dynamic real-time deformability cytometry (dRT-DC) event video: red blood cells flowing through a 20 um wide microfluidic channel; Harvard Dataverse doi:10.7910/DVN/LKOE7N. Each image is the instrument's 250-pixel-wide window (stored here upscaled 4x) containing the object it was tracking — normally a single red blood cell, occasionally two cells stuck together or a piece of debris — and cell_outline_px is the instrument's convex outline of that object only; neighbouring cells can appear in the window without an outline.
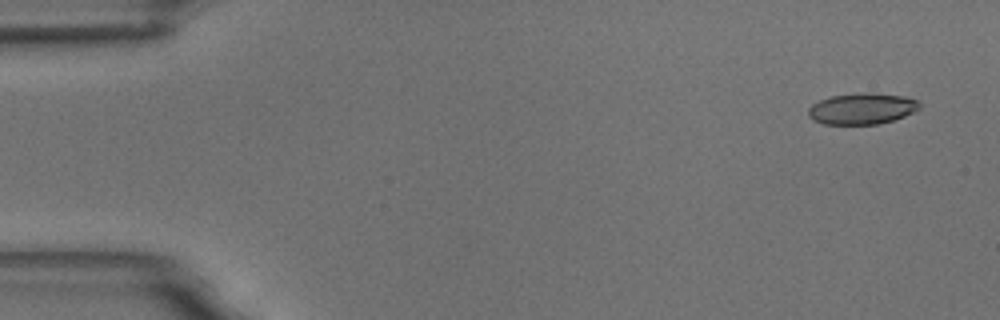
{"species": "common noctule bat (a hibernating species)", "species_latin": "Nyctalus noctula", "temperature_condition": "room temperature", "stored_images_in_passage": 5, "camera_frame_rate_fps": 3000, "um_per_image_px": 0.085, "animal": {"sex": "male", "body_mass_g": 18.8}, "frame": {"image": 1, "passage_image": 1, "time_ms": 0.0, "image_size_px": [1000, 320], "cell_outline_px": [[920, 108], [904, 116], [892, 120], [876, 124], [824, 124], [812, 120], [808, 116], [808, 108], [812, 104], [820, 100], [832, 96], [864, 92], [872, 92], [904, 96], [916, 100], [920, 104]], "centroid_in_image_um": [73.24, 9.23], "position_along_channel_um": 11.8, "area_um2": 20.17}}
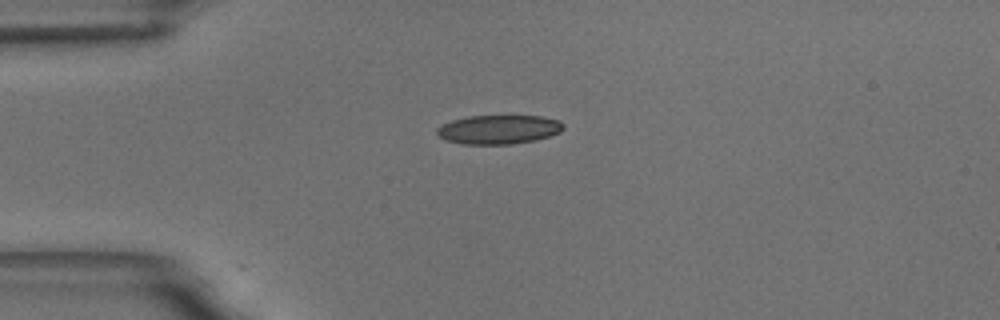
{"frame": {"image": 2, "passage_image": 4, "time_ms": 3.667, "image_size_px": [1000, 320], "cell_outline_px": [[564, 128], [560, 132], [536, 140], [512, 144], [460, 144], [444, 140], [436, 132], [436, 128], [452, 120], [468, 116], [540, 116], [560, 120], [564, 124]], "centroid_in_image_um": [42.39, 11.01], "position_along_channel_um": 42.6, "area_um2": 21.44}}